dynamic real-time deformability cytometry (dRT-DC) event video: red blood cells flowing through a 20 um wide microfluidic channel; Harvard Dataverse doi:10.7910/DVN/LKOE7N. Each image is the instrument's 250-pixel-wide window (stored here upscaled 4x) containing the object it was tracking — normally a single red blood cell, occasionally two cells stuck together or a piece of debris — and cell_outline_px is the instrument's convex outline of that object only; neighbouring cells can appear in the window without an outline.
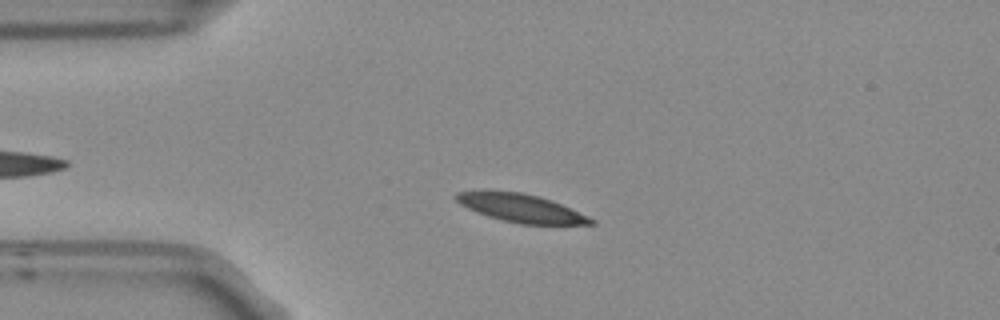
{"species": "Egyptian fruit bat (a non-hibernating species)", "species_latin": "Rousettus aegyptiacus", "temperature_condition": "room temperature", "stored_images_in_passage": 42, "camera_frame_rate_fps": 3000, "um_per_image_px": 0.085, "frame": {"image": 1, "passage_image": 11, "time_ms": 3.333, "image_size_px": [1000, 320], "cell_outline_px": [[596, 224], [520, 224], [488, 216], [476, 212], [460, 204], [452, 196], [456, 192], [520, 192], [540, 196], [552, 200], [588, 216], [596, 220]], "centroid_in_image_um": [44.32, 17.7], "position_along_channel_um": 40.7, "area_um2": 21.73}}
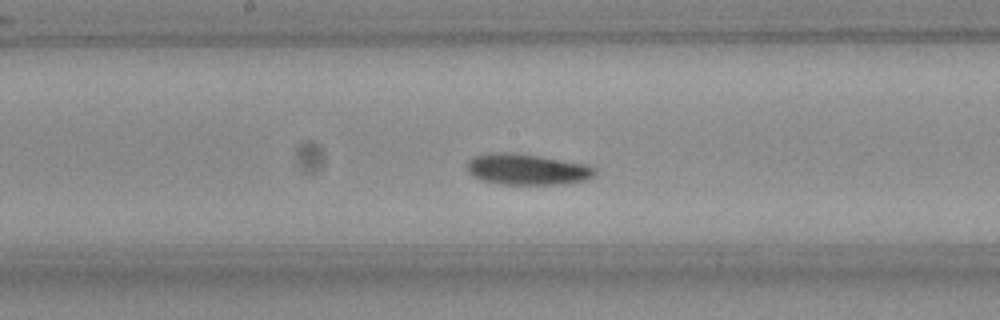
{"frame": {"image": 2, "passage_image": 26, "time_ms": 8.333, "image_size_px": [1000, 320], "cell_outline_px": [[596, 172], [588, 180], [564, 184], [500, 184], [480, 180], [472, 176], [468, 172], [468, 160], [472, 156], [492, 152], [500, 152], [540, 156], [584, 164], [596, 168]], "centroid_in_image_um": [44.77, 14.4], "position_along_channel_um": 203.4, "area_um2": 23.06}}
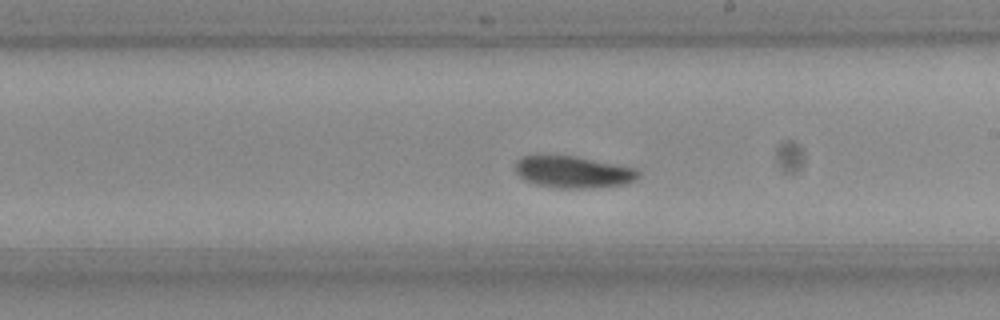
{"frame": {"image": 3, "passage_image": 29, "time_ms": 9.333, "image_size_px": [1000, 320], "cell_outline_px": [[640, 176], [636, 180], [628, 184], [588, 188], [556, 188], [536, 184], [524, 180], [512, 168], [512, 164], [520, 156], [576, 156], [632, 168], [640, 172]], "centroid_in_image_um": [48.66, 14.63], "position_along_channel_um": 240.3, "area_um2": 22.89}, "authors_computed_cell_mechanics": {"area_um2": 22.542, "velocity_mm_per_s": 3.7104, "shape_relaxation_time_tau1_ms": 3.4761, "shape_relaxation_time_tau2_ms": null, "deformation_change_tau1": 0.0902, "deformation_change_tau2": null}}